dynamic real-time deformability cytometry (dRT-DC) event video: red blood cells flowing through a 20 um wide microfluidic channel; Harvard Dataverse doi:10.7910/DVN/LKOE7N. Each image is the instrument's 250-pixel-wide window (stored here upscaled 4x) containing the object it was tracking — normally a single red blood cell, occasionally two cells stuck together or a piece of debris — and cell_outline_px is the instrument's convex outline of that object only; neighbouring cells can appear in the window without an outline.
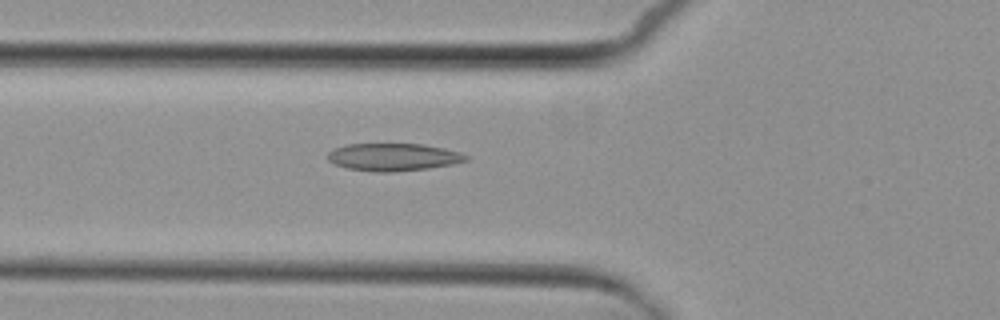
{"species": "common noctule bat (a hibernating species)", "species_latin": "Nyctalus noctula", "temperature_condition": "cold", "stored_images_in_passage": 6, "camera_frame_rate_fps": 3000, "um_per_image_px": 0.085, "animal": {"sex": "female", "body_mass_g": 29.2, "forearm_length_mm": 56.3}, "frame": {"image": 1, "passage_image": 6, "time_ms": 6.0, "image_size_px": [1000, 320], "cell_outline_px": [[468, 160], [452, 164], [428, 168], [392, 172], [376, 172], [348, 168], [332, 164], [328, 160], [328, 152], [336, 148], [348, 144], [424, 144], [444, 148], [460, 152], [468, 156]], "centroid_in_image_um": [33.43, 13.35], "position_along_channel_um": 92.4, "area_um2": 22.14}}